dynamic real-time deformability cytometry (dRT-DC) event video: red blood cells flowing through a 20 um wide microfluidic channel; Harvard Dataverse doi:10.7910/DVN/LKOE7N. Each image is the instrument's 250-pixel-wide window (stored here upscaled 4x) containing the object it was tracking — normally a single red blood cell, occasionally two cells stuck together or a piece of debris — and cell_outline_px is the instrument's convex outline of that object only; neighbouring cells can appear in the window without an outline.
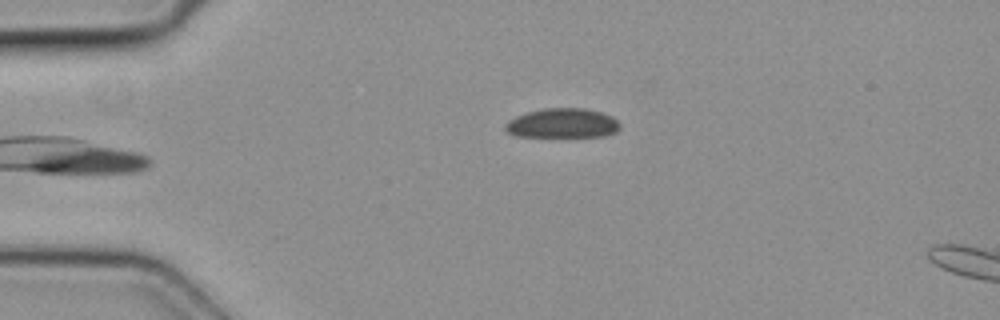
{"species": "common noctule bat (a hibernating species)", "species_latin": "Nyctalus noctula", "temperature_condition": "cold", "stored_images_in_passage": 5, "camera_frame_rate_fps": 3000, "um_per_image_px": 0.085, "animal": {"sex": "female", "body_mass_g": 19.3, "forearm_length_mm": 54.1}, "frame": {"image": 1, "passage_image": 5, "time_ms": 1.333, "image_size_px": [1000, 320], "cell_outline_px": [[620, 128], [616, 132], [604, 136], [516, 136], [508, 132], [504, 128], [504, 124], [508, 120], [516, 116], [528, 112], [544, 108], [584, 108], [600, 112], [612, 116], [620, 124]], "centroid_in_image_um": [47.81, 10.47], "position_along_channel_um": 37.2, "area_um2": 19.65}}